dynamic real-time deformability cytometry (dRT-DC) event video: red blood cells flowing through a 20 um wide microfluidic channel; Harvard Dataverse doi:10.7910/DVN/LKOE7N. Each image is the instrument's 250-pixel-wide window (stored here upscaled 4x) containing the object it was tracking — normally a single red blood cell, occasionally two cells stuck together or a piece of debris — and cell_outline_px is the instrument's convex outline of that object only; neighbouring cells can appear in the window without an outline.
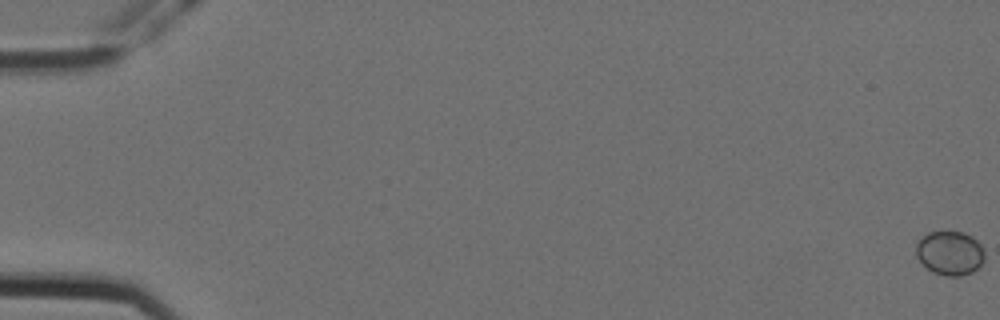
{"species": "Egyptian fruit bat (a non-hibernating species)", "species_latin": "Rousettus aegyptiacus", "temperature_condition": "cold", "stored_images_in_passage": 6, "camera_frame_rate_fps": 3000, "um_per_image_px": 0.085, "animal": {"sex": "female"}, "frame": {"image": 1, "passage_image": 1, "time_ms": 0.0, "image_size_px": [1000, 320], "cell_outline_px": [[984, 260], [972, 272], [960, 276], [944, 276], [932, 272], [916, 256], [916, 244], [928, 232], [944, 228], [964, 232], [972, 236], [980, 244], [984, 252]], "centroid_in_image_um": [80.73, 21.46], "position_along_channel_um": 4.3, "area_um2": 17.98}}
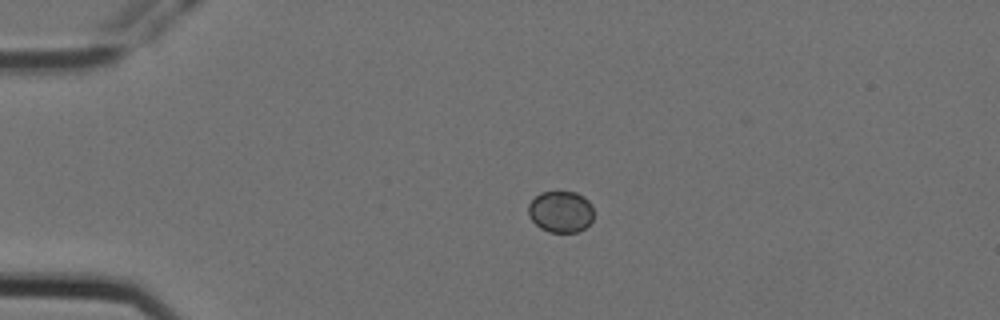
{"frame": {"image": 2, "passage_image": 5, "time_ms": 1.333, "image_size_px": [1000, 320], "cell_outline_px": [[592, 220], [584, 228], [576, 232], [548, 232], [540, 228], [528, 216], [528, 204], [540, 192], [576, 192], [584, 196], [592, 204]], "centroid_in_image_um": [47.65, 17.99], "position_along_channel_um": 37.4, "area_um2": 15.84}}